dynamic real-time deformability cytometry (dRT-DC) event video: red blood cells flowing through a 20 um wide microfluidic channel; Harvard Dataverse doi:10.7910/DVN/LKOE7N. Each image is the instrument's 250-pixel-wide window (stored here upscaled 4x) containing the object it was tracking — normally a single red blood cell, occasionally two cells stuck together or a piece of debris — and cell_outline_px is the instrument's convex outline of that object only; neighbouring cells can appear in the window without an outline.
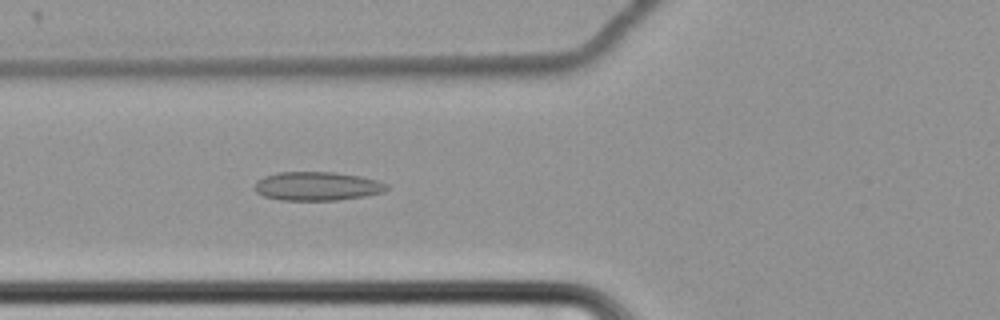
{"species": "common noctule bat (a hibernating species)", "species_latin": "Nyctalus noctula", "temperature_condition": "cold", "stored_images_in_passage": 65, "camera_frame_rate_fps": 3000, "um_per_image_px": 0.085, "animal": {"sex": "female", "body_mass_g": 22.7, "forearm_length_mm": 54.2}, "frame": {"image": 1, "passage_image": 28, "time_ms": 9.0, "image_size_px": [1000, 320], "cell_outline_px": [[388, 188], [384, 192], [364, 196], [336, 200], [280, 200], [264, 196], [256, 192], [256, 180], [264, 176], [276, 172], [332, 172], [360, 176], [376, 180], [388, 184]], "centroid_in_image_um": [26.95, 15.82], "position_along_channel_um": 98.9, "area_um2": 22.08}}
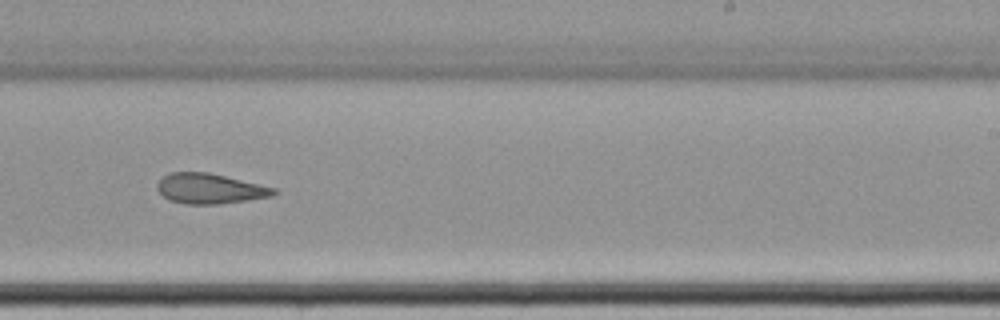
{"frame": {"image": 2, "passage_image": 43, "time_ms": 14.0, "image_size_px": [1000, 320], "cell_outline_px": [[280, 192], [272, 196], [248, 200], [220, 204], [184, 204], [172, 200], [164, 196], [156, 188], [156, 184], [168, 172], [208, 172], [276, 188]], "centroid_in_image_um": [17.86, 16.03], "position_along_channel_um": 271.1, "area_um2": 20.46}}
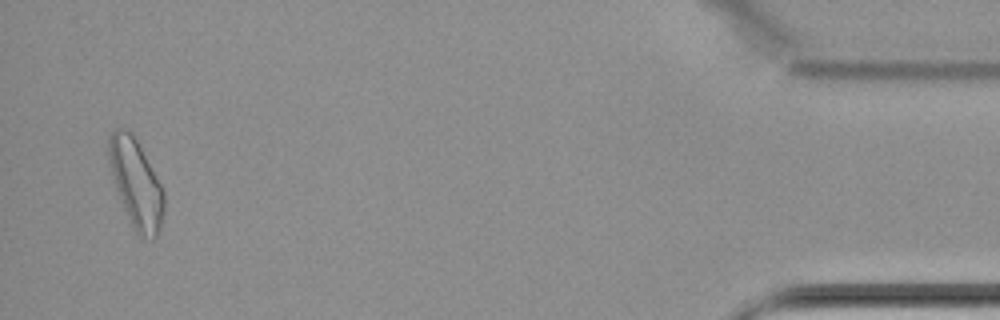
{"frame": {"image": 3, "passage_image": 63, "time_ms": 20.667, "image_size_px": [1000, 320], "cell_outline_px": [[164, 212], [160, 228], [156, 236], [152, 240], [140, 236], [136, 232], [124, 208], [116, 188], [112, 176], [108, 156], [108, 136], [116, 128], [124, 128], [132, 132], [160, 184], [164, 192]], "centroid_in_image_um": [11.55, 15.59], "position_along_channel_um": 423.6, "area_um2": 27.98}, "authors_computed_cell_mechanics": {"area_um2": 22.9466, "velocity_mm_per_s": 3.447, "shape_relaxation_time_tau1_ms": null, "shape_relaxation_time_tau2_ms": 4.4211, "deformation_change_tau1": null, "deformation_change_tau2": 0.0921}}